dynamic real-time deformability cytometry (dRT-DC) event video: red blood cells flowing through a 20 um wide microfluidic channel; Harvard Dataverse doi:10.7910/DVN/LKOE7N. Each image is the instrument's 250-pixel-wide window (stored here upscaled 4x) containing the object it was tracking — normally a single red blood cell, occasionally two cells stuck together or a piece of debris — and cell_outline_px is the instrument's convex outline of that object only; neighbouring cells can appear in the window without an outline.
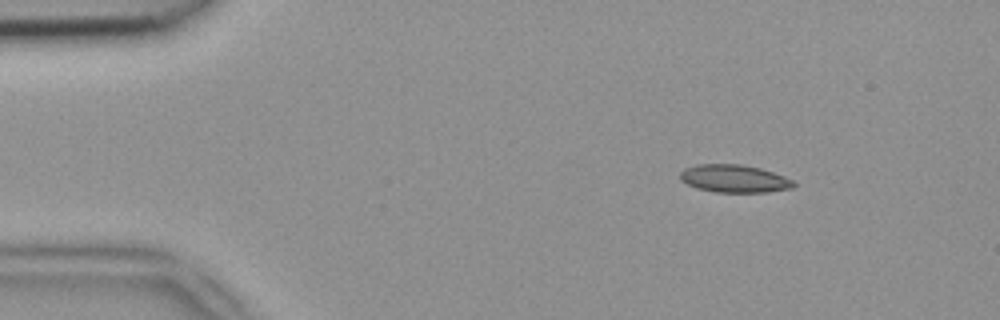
{"species": "common noctule bat (a hibernating species)", "species_latin": "Nyctalus noctula", "temperature_condition": "room temperature", "stored_images_in_passage": 45, "camera_frame_rate_fps": 3000, "um_per_image_px": 0.085, "animal": {"sex": "female", "body_mass_g": 18.4}, "frame": {"image": 1, "passage_image": 2, "time_ms": 0.333, "image_size_px": [1000, 320], "cell_outline_px": [[796, 184], [792, 188], [768, 192], [716, 192], [696, 188], [680, 180], [680, 172], [684, 168], [696, 164], [740, 164], [760, 168], [784, 176], [792, 180]], "centroid_in_image_um": [62.39, 15.18], "position_along_channel_um": 22.6, "area_um2": 18.38}}
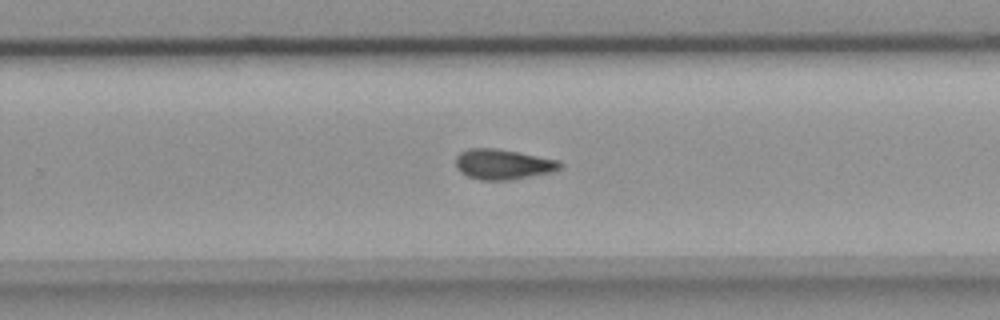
{"frame": {"image": 2, "passage_image": 27, "time_ms": 8.667, "image_size_px": [1000, 320], "cell_outline_px": [[564, 164], [560, 168], [552, 172], [512, 180], [480, 180], [468, 176], [460, 172], [456, 168], [456, 156], [460, 152], [468, 148], [496, 148], [560, 160]], "centroid_in_image_um": [42.76, 13.96], "position_along_channel_um": 287.0, "area_um2": 18.55}}
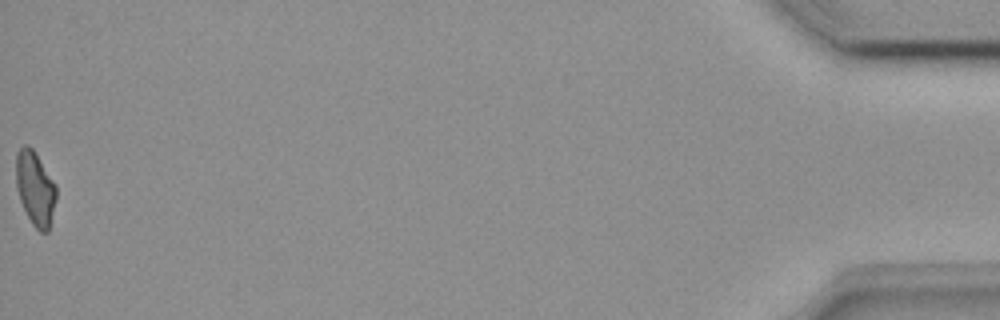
{"frame": {"image": 3, "passage_image": 45, "time_ms": 14.667, "image_size_px": [1000, 320], "cell_outline_px": [[56, 200], [48, 232], [40, 232], [32, 224], [20, 200], [16, 188], [16, 152], [24, 144], [28, 144], [36, 152], [56, 184]], "centroid_in_image_um": [2.99, 15.98], "position_along_channel_um": 432.2, "area_um2": 17.51}}